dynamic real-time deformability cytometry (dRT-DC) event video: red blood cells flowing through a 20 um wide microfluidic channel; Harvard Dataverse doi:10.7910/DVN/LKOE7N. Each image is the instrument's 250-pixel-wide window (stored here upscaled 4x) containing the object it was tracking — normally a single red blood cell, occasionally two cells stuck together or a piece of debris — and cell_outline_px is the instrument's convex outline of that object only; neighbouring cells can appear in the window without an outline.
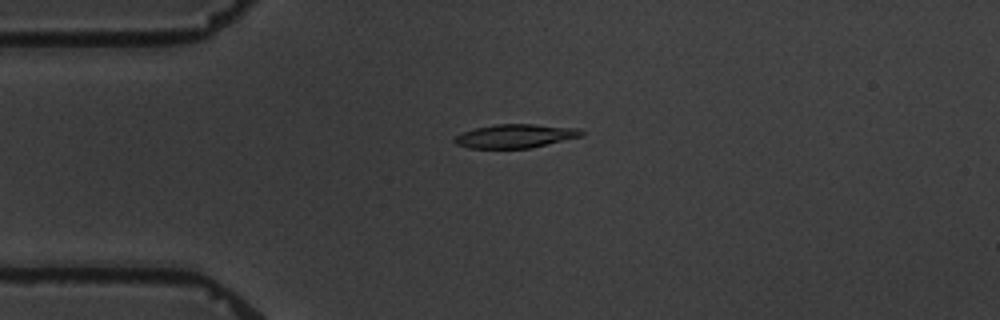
{"species": "common noctule bat (a hibernating species)", "species_latin": "Nyctalus noctula", "temperature_condition": "warm", "stored_images_in_passage": 5, "camera_frame_rate_fps": 3000, "um_per_image_px": 0.085, "animal": {"sex": "male", "body_mass_g": 19.5, "forearm_length_mm": 54.6}, "frame": {"image": 1, "passage_image": 4, "time_ms": 3.667, "image_size_px": [1000, 320], "cell_outline_px": [[584, 132], [580, 136], [532, 148], [468, 148], [456, 144], [452, 140], [456, 136], [464, 132], [476, 128], [496, 124], [532, 124], [580, 128]], "centroid_in_image_um": [43.79, 11.56], "position_along_channel_um": 41.2, "area_um2": 17.4}}